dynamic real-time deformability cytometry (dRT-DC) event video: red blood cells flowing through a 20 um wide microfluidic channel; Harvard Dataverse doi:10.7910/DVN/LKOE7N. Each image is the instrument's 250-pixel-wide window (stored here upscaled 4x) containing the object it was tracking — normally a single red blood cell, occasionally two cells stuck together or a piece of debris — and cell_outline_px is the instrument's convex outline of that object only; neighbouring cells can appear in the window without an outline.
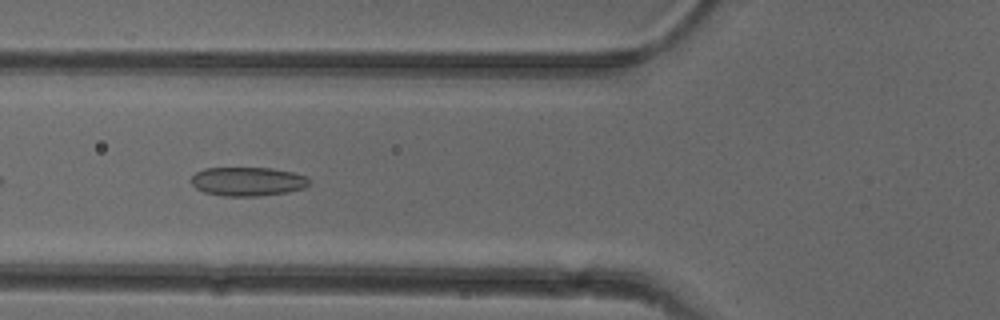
{"species": "common noctule bat (a hibernating species)", "species_latin": "Nyctalus noctula", "temperature_condition": "cold", "stored_images_in_passage": 8, "camera_frame_rate_fps": 3000, "um_per_image_px": 0.085, "animal": {"sex": "female"}, "frame": {"image": 1, "passage_image": 6, "time_ms": 6.0, "image_size_px": [1000, 320], "cell_outline_px": [[312, 184], [304, 188], [288, 192], [256, 196], [224, 196], [204, 192], [196, 188], [192, 184], [192, 176], [196, 172], [204, 168], [272, 168], [292, 172], [304, 176], [312, 180]], "centroid_in_image_um": [21.08, 15.42], "position_along_channel_um": 104.7, "area_um2": 19.94}}
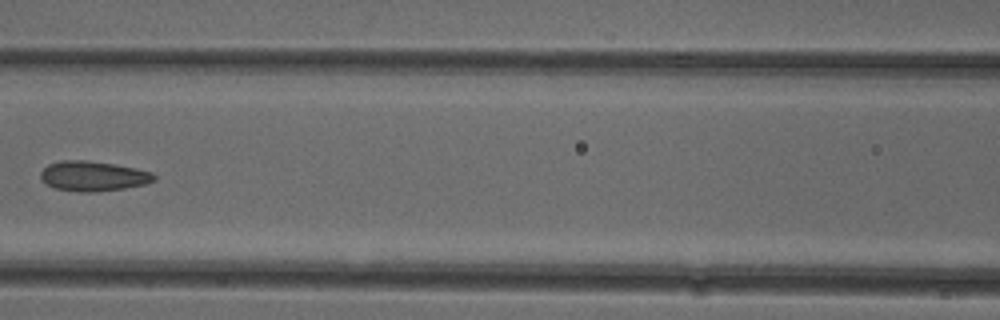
{"frame": {"image": 2, "passage_image": 7, "time_ms": 7.333, "image_size_px": [1000, 320], "cell_outline_px": [[156, 180], [144, 184], [124, 188], [96, 192], [80, 192], [56, 188], [48, 184], [40, 176], [40, 172], [48, 164], [60, 160], [88, 160], [116, 164], [152, 172], [156, 176]], "centroid_in_image_um": [7.93, 14.96], "position_along_channel_um": 158.7, "area_um2": 19.77}}
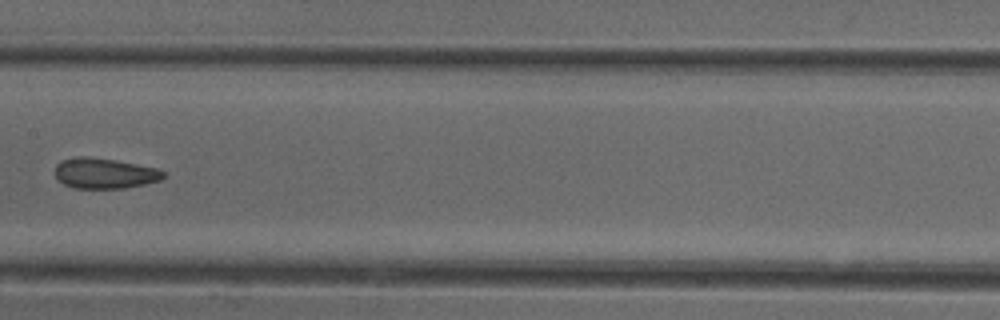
{"frame": {"image": 3, "passage_image": 8, "time_ms": 8.333, "image_size_px": [1000, 320], "cell_outline_px": [[164, 176], [160, 180], [144, 184], [124, 188], [72, 188], [64, 184], [56, 176], [56, 164], [60, 160], [80, 156], [84, 156], [112, 160], [156, 168], [164, 172]], "centroid_in_image_um": [8.85, 14.74], "position_along_channel_um": 198.5, "area_um2": 18.9}}